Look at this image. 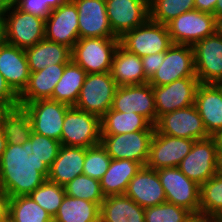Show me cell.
I'll return each instance as SVG.
<instances>
[{"instance_id":"b9f144b4","label":"cell","mask_w":222,"mask_h":222,"mask_svg":"<svg viewBox=\"0 0 222 222\" xmlns=\"http://www.w3.org/2000/svg\"><path fill=\"white\" fill-rule=\"evenodd\" d=\"M20 11L46 19L51 10L42 0H17L15 5Z\"/></svg>"},{"instance_id":"f35d334b","label":"cell","mask_w":222,"mask_h":222,"mask_svg":"<svg viewBox=\"0 0 222 222\" xmlns=\"http://www.w3.org/2000/svg\"><path fill=\"white\" fill-rule=\"evenodd\" d=\"M144 215L145 222H192L197 218L188 209L169 202L145 208Z\"/></svg>"},{"instance_id":"60d3db41","label":"cell","mask_w":222,"mask_h":222,"mask_svg":"<svg viewBox=\"0 0 222 222\" xmlns=\"http://www.w3.org/2000/svg\"><path fill=\"white\" fill-rule=\"evenodd\" d=\"M29 140L32 143V153L49 168L58 156L61 142L32 132Z\"/></svg>"},{"instance_id":"f1b7e54d","label":"cell","mask_w":222,"mask_h":222,"mask_svg":"<svg viewBox=\"0 0 222 222\" xmlns=\"http://www.w3.org/2000/svg\"><path fill=\"white\" fill-rule=\"evenodd\" d=\"M142 168L140 163L129 159H112L107 172L100 180L104 196L124 195L130 180Z\"/></svg>"},{"instance_id":"7a4b0ae2","label":"cell","mask_w":222,"mask_h":222,"mask_svg":"<svg viewBox=\"0 0 222 222\" xmlns=\"http://www.w3.org/2000/svg\"><path fill=\"white\" fill-rule=\"evenodd\" d=\"M119 38H79L71 49V60L87 74L110 72Z\"/></svg>"},{"instance_id":"4316f807","label":"cell","mask_w":222,"mask_h":222,"mask_svg":"<svg viewBox=\"0 0 222 222\" xmlns=\"http://www.w3.org/2000/svg\"><path fill=\"white\" fill-rule=\"evenodd\" d=\"M145 208L124 195L106 196L100 205V222H145Z\"/></svg>"},{"instance_id":"836d02e7","label":"cell","mask_w":222,"mask_h":222,"mask_svg":"<svg viewBox=\"0 0 222 222\" xmlns=\"http://www.w3.org/2000/svg\"><path fill=\"white\" fill-rule=\"evenodd\" d=\"M199 218L222 221V176L216 174L200 186Z\"/></svg>"},{"instance_id":"e0dca14e","label":"cell","mask_w":222,"mask_h":222,"mask_svg":"<svg viewBox=\"0 0 222 222\" xmlns=\"http://www.w3.org/2000/svg\"><path fill=\"white\" fill-rule=\"evenodd\" d=\"M195 140L160 134L156 130L151 140L146 166L160 168L178 167L183 158L191 151Z\"/></svg>"},{"instance_id":"d4e9b609","label":"cell","mask_w":222,"mask_h":222,"mask_svg":"<svg viewBox=\"0 0 222 222\" xmlns=\"http://www.w3.org/2000/svg\"><path fill=\"white\" fill-rule=\"evenodd\" d=\"M86 148L61 145L58 156L49 168L48 180L65 186L83 173Z\"/></svg>"},{"instance_id":"7c38bea8","label":"cell","mask_w":222,"mask_h":222,"mask_svg":"<svg viewBox=\"0 0 222 222\" xmlns=\"http://www.w3.org/2000/svg\"><path fill=\"white\" fill-rule=\"evenodd\" d=\"M217 152L213 137L196 140L178 168L187 178L201 186L216 175Z\"/></svg>"},{"instance_id":"603a6c76","label":"cell","mask_w":222,"mask_h":222,"mask_svg":"<svg viewBox=\"0 0 222 222\" xmlns=\"http://www.w3.org/2000/svg\"><path fill=\"white\" fill-rule=\"evenodd\" d=\"M194 105L207 133L212 137L222 129V94L214 83H200Z\"/></svg>"},{"instance_id":"ab89813d","label":"cell","mask_w":222,"mask_h":222,"mask_svg":"<svg viewBox=\"0 0 222 222\" xmlns=\"http://www.w3.org/2000/svg\"><path fill=\"white\" fill-rule=\"evenodd\" d=\"M112 158L106 149L100 144L86 148V157L83 165V173L98 181L107 172Z\"/></svg>"},{"instance_id":"9a60e30c","label":"cell","mask_w":222,"mask_h":222,"mask_svg":"<svg viewBox=\"0 0 222 222\" xmlns=\"http://www.w3.org/2000/svg\"><path fill=\"white\" fill-rule=\"evenodd\" d=\"M78 25L77 7L72 0H67L45 19V39L72 49L79 39Z\"/></svg>"},{"instance_id":"6f0895ef","label":"cell","mask_w":222,"mask_h":222,"mask_svg":"<svg viewBox=\"0 0 222 222\" xmlns=\"http://www.w3.org/2000/svg\"><path fill=\"white\" fill-rule=\"evenodd\" d=\"M214 84L218 87V89L220 90L222 94V80H218Z\"/></svg>"},{"instance_id":"94428289","label":"cell","mask_w":222,"mask_h":222,"mask_svg":"<svg viewBox=\"0 0 222 222\" xmlns=\"http://www.w3.org/2000/svg\"><path fill=\"white\" fill-rule=\"evenodd\" d=\"M2 222H13L9 217H7L4 221Z\"/></svg>"},{"instance_id":"2e32d148","label":"cell","mask_w":222,"mask_h":222,"mask_svg":"<svg viewBox=\"0 0 222 222\" xmlns=\"http://www.w3.org/2000/svg\"><path fill=\"white\" fill-rule=\"evenodd\" d=\"M111 109L125 113L134 112L147 118L153 125L157 122L154 92L149 83L118 87Z\"/></svg>"},{"instance_id":"91938a15","label":"cell","mask_w":222,"mask_h":222,"mask_svg":"<svg viewBox=\"0 0 222 222\" xmlns=\"http://www.w3.org/2000/svg\"><path fill=\"white\" fill-rule=\"evenodd\" d=\"M4 192H3V189H2V186H1V180H0V195H3Z\"/></svg>"},{"instance_id":"d6a6232c","label":"cell","mask_w":222,"mask_h":222,"mask_svg":"<svg viewBox=\"0 0 222 222\" xmlns=\"http://www.w3.org/2000/svg\"><path fill=\"white\" fill-rule=\"evenodd\" d=\"M53 222H100V206L65 195Z\"/></svg>"},{"instance_id":"5bb4252c","label":"cell","mask_w":222,"mask_h":222,"mask_svg":"<svg viewBox=\"0 0 222 222\" xmlns=\"http://www.w3.org/2000/svg\"><path fill=\"white\" fill-rule=\"evenodd\" d=\"M200 82L197 77H186L163 86H152L157 120L163 114L194 105Z\"/></svg>"},{"instance_id":"ac0fdd59","label":"cell","mask_w":222,"mask_h":222,"mask_svg":"<svg viewBox=\"0 0 222 222\" xmlns=\"http://www.w3.org/2000/svg\"><path fill=\"white\" fill-rule=\"evenodd\" d=\"M113 33L120 38L149 19V0H105Z\"/></svg>"},{"instance_id":"52a82bcc","label":"cell","mask_w":222,"mask_h":222,"mask_svg":"<svg viewBox=\"0 0 222 222\" xmlns=\"http://www.w3.org/2000/svg\"><path fill=\"white\" fill-rule=\"evenodd\" d=\"M155 130H140L119 135H101V145L112 159H129L146 166Z\"/></svg>"},{"instance_id":"3957f363","label":"cell","mask_w":222,"mask_h":222,"mask_svg":"<svg viewBox=\"0 0 222 222\" xmlns=\"http://www.w3.org/2000/svg\"><path fill=\"white\" fill-rule=\"evenodd\" d=\"M101 142V118L74 106L67 109L61 145L89 148Z\"/></svg>"},{"instance_id":"8d00e7d4","label":"cell","mask_w":222,"mask_h":222,"mask_svg":"<svg viewBox=\"0 0 222 222\" xmlns=\"http://www.w3.org/2000/svg\"><path fill=\"white\" fill-rule=\"evenodd\" d=\"M66 195L80 198L90 202L102 204L105 196L102 192L100 181L81 174L64 186Z\"/></svg>"},{"instance_id":"f546056e","label":"cell","mask_w":222,"mask_h":222,"mask_svg":"<svg viewBox=\"0 0 222 222\" xmlns=\"http://www.w3.org/2000/svg\"><path fill=\"white\" fill-rule=\"evenodd\" d=\"M140 130H155V126L144 116L111 108L101 117V135H119Z\"/></svg>"},{"instance_id":"7402d4cb","label":"cell","mask_w":222,"mask_h":222,"mask_svg":"<svg viewBox=\"0 0 222 222\" xmlns=\"http://www.w3.org/2000/svg\"><path fill=\"white\" fill-rule=\"evenodd\" d=\"M0 72L19 96L26 88L30 70L24 49L5 43L0 47Z\"/></svg>"},{"instance_id":"83f0119b","label":"cell","mask_w":222,"mask_h":222,"mask_svg":"<svg viewBox=\"0 0 222 222\" xmlns=\"http://www.w3.org/2000/svg\"><path fill=\"white\" fill-rule=\"evenodd\" d=\"M29 70L37 72L53 64H67L71 60V49L63 44L43 39L24 50Z\"/></svg>"},{"instance_id":"11a10c76","label":"cell","mask_w":222,"mask_h":222,"mask_svg":"<svg viewBox=\"0 0 222 222\" xmlns=\"http://www.w3.org/2000/svg\"><path fill=\"white\" fill-rule=\"evenodd\" d=\"M222 16V0H217L215 6V17Z\"/></svg>"},{"instance_id":"681fc988","label":"cell","mask_w":222,"mask_h":222,"mask_svg":"<svg viewBox=\"0 0 222 222\" xmlns=\"http://www.w3.org/2000/svg\"><path fill=\"white\" fill-rule=\"evenodd\" d=\"M17 0H0V11H5L16 5Z\"/></svg>"},{"instance_id":"8992f818","label":"cell","mask_w":222,"mask_h":222,"mask_svg":"<svg viewBox=\"0 0 222 222\" xmlns=\"http://www.w3.org/2000/svg\"><path fill=\"white\" fill-rule=\"evenodd\" d=\"M2 13L6 43L25 50L45 39V19L20 11L16 6Z\"/></svg>"},{"instance_id":"1f68e13d","label":"cell","mask_w":222,"mask_h":222,"mask_svg":"<svg viewBox=\"0 0 222 222\" xmlns=\"http://www.w3.org/2000/svg\"><path fill=\"white\" fill-rule=\"evenodd\" d=\"M0 128L7 144H24L30 138L32 125L27 111L22 106L7 108L1 119Z\"/></svg>"},{"instance_id":"44dd1931","label":"cell","mask_w":222,"mask_h":222,"mask_svg":"<svg viewBox=\"0 0 222 222\" xmlns=\"http://www.w3.org/2000/svg\"><path fill=\"white\" fill-rule=\"evenodd\" d=\"M125 195L142 208L156 206L166 202L164 188L157 170L142 166L130 180Z\"/></svg>"},{"instance_id":"277c9868","label":"cell","mask_w":222,"mask_h":222,"mask_svg":"<svg viewBox=\"0 0 222 222\" xmlns=\"http://www.w3.org/2000/svg\"><path fill=\"white\" fill-rule=\"evenodd\" d=\"M119 44L142 58L166 52L173 43L167 25L148 19L144 24L124 33L119 38Z\"/></svg>"},{"instance_id":"9c48e42d","label":"cell","mask_w":222,"mask_h":222,"mask_svg":"<svg viewBox=\"0 0 222 222\" xmlns=\"http://www.w3.org/2000/svg\"><path fill=\"white\" fill-rule=\"evenodd\" d=\"M216 17L199 10L180 14L167 24L172 43L193 46L215 34Z\"/></svg>"},{"instance_id":"ffe728a7","label":"cell","mask_w":222,"mask_h":222,"mask_svg":"<svg viewBox=\"0 0 222 222\" xmlns=\"http://www.w3.org/2000/svg\"><path fill=\"white\" fill-rule=\"evenodd\" d=\"M78 10L79 38H118L109 24L105 0H72Z\"/></svg>"},{"instance_id":"74e56055","label":"cell","mask_w":222,"mask_h":222,"mask_svg":"<svg viewBox=\"0 0 222 222\" xmlns=\"http://www.w3.org/2000/svg\"><path fill=\"white\" fill-rule=\"evenodd\" d=\"M65 195V188L63 186H60L48 179L29 194V196L39 206L46 210L52 218H54L58 212Z\"/></svg>"},{"instance_id":"d590c367","label":"cell","mask_w":222,"mask_h":222,"mask_svg":"<svg viewBox=\"0 0 222 222\" xmlns=\"http://www.w3.org/2000/svg\"><path fill=\"white\" fill-rule=\"evenodd\" d=\"M194 9V0H149V19L167 25L180 14Z\"/></svg>"},{"instance_id":"f6af8a7d","label":"cell","mask_w":222,"mask_h":222,"mask_svg":"<svg viewBox=\"0 0 222 222\" xmlns=\"http://www.w3.org/2000/svg\"><path fill=\"white\" fill-rule=\"evenodd\" d=\"M195 9L215 16L217 0H194Z\"/></svg>"},{"instance_id":"4fadbf2b","label":"cell","mask_w":222,"mask_h":222,"mask_svg":"<svg viewBox=\"0 0 222 222\" xmlns=\"http://www.w3.org/2000/svg\"><path fill=\"white\" fill-rule=\"evenodd\" d=\"M186 77H196L193 48L173 43L165 52L163 63L148 83L152 86H163Z\"/></svg>"},{"instance_id":"ee69618b","label":"cell","mask_w":222,"mask_h":222,"mask_svg":"<svg viewBox=\"0 0 222 222\" xmlns=\"http://www.w3.org/2000/svg\"><path fill=\"white\" fill-rule=\"evenodd\" d=\"M165 58V52L151 54L142 57L143 71L145 73V78L149 81L154 73L158 70L159 66L163 63Z\"/></svg>"},{"instance_id":"d6986e66","label":"cell","mask_w":222,"mask_h":222,"mask_svg":"<svg viewBox=\"0 0 222 222\" xmlns=\"http://www.w3.org/2000/svg\"><path fill=\"white\" fill-rule=\"evenodd\" d=\"M192 48L199 82L222 80V37L215 33L195 43Z\"/></svg>"},{"instance_id":"9f6ffc18","label":"cell","mask_w":222,"mask_h":222,"mask_svg":"<svg viewBox=\"0 0 222 222\" xmlns=\"http://www.w3.org/2000/svg\"><path fill=\"white\" fill-rule=\"evenodd\" d=\"M192 222H217L216 220L213 219H207V218H199L197 217L194 219Z\"/></svg>"},{"instance_id":"4dcf8cb0","label":"cell","mask_w":222,"mask_h":222,"mask_svg":"<svg viewBox=\"0 0 222 222\" xmlns=\"http://www.w3.org/2000/svg\"><path fill=\"white\" fill-rule=\"evenodd\" d=\"M86 76L87 72L70 60L65 65L63 75L55 86L52 100L75 106Z\"/></svg>"},{"instance_id":"e575fe53","label":"cell","mask_w":222,"mask_h":222,"mask_svg":"<svg viewBox=\"0 0 222 222\" xmlns=\"http://www.w3.org/2000/svg\"><path fill=\"white\" fill-rule=\"evenodd\" d=\"M8 217L13 222H53V218L29 195L9 198Z\"/></svg>"},{"instance_id":"5b68a950","label":"cell","mask_w":222,"mask_h":222,"mask_svg":"<svg viewBox=\"0 0 222 222\" xmlns=\"http://www.w3.org/2000/svg\"><path fill=\"white\" fill-rule=\"evenodd\" d=\"M117 88L110 72L87 74L74 107L101 118L111 108Z\"/></svg>"},{"instance_id":"ba28073f","label":"cell","mask_w":222,"mask_h":222,"mask_svg":"<svg viewBox=\"0 0 222 222\" xmlns=\"http://www.w3.org/2000/svg\"><path fill=\"white\" fill-rule=\"evenodd\" d=\"M157 173L166 202L186 208L199 217L200 185L187 178L178 167L160 168Z\"/></svg>"},{"instance_id":"7dc6e473","label":"cell","mask_w":222,"mask_h":222,"mask_svg":"<svg viewBox=\"0 0 222 222\" xmlns=\"http://www.w3.org/2000/svg\"><path fill=\"white\" fill-rule=\"evenodd\" d=\"M6 43L5 19L0 11V47Z\"/></svg>"},{"instance_id":"cb8c5ba5","label":"cell","mask_w":222,"mask_h":222,"mask_svg":"<svg viewBox=\"0 0 222 222\" xmlns=\"http://www.w3.org/2000/svg\"><path fill=\"white\" fill-rule=\"evenodd\" d=\"M66 64H53L43 70L31 72L28 84L19 95V106L41 99H52L57 82L63 75Z\"/></svg>"},{"instance_id":"680465c9","label":"cell","mask_w":222,"mask_h":222,"mask_svg":"<svg viewBox=\"0 0 222 222\" xmlns=\"http://www.w3.org/2000/svg\"><path fill=\"white\" fill-rule=\"evenodd\" d=\"M6 109H7V107L0 103V119Z\"/></svg>"},{"instance_id":"6da1fadb","label":"cell","mask_w":222,"mask_h":222,"mask_svg":"<svg viewBox=\"0 0 222 222\" xmlns=\"http://www.w3.org/2000/svg\"><path fill=\"white\" fill-rule=\"evenodd\" d=\"M30 140L24 144H7L0 160L3 192L12 197L27 196L43 184L49 167L33 156Z\"/></svg>"},{"instance_id":"30bf717a","label":"cell","mask_w":222,"mask_h":222,"mask_svg":"<svg viewBox=\"0 0 222 222\" xmlns=\"http://www.w3.org/2000/svg\"><path fill=\"white\" fill-rule=\"evenodd\" d=\"M22 107L28 113L32 132L61 142L64 117L70 106L52 99H41Z\"/></svg>"},{"instance_id":"f907efd6","label":"cell","mask_w":222,"mask_h":222,"mask_svg":"<svg viewBox=\"0 0 222 222\" xmlns=\"http://www.w3.org/2000/svg\"><path fill=\"white\" fill-rule=\"evenodd\" d=\"M6 146H7V140L5 136L3 135V132L0 128V160L3 155V152L5 151Z\"/></svg>"},{"instance_id":"f5cc1de1","label":"cell","mask_w":222,"mask_h":222,"mask_svg":"<svg viewBox=\"0 0 222 222\" xmlns=\"http://www.w3.org/2000/svg\"><path fill=\"white\" fill-rule=\"evenodd\" d=\"M216 174L222 176V152H217Z\"/></svg>"},{"instance_id":"816d5d0a","label":"cell","mask_w":222,"mask_h":222,"mask_svg":"<svg viewBox=\"0 0 222 222\" xmlns=\"http://www.w3.org/2000/svg\"><path fill=\"white\" fill-rule=\"evenodd\" d=\"M215 141H216V145H217V150L222 152V129L220 131H218L214 136H212Z\"/></svg>"},{"instance_id":"db71d44e","label":"cell","mask_w":222,"mask_h":222,"mask_svg":"<svg viewBox=\"0 0 222 222\" xmlns=\"http://www.w3.org/2000/svg\"><path fill=\"white\" fill-rule=\"evenodd\" d=\"M215 33L222 37V16L216 17Z\"/></svg>"},{"instance_id":"7bdbcfd3","label":"cell","mask_w":222,"mask_h":222,"mask_svg":"<svg viewBox=\"0 0 222 222\" xmlns=\"http://www.w3.org/2000/svg\"><path fill=\"white\" fill-rule=\"evenodd\" d=\"M0 103L7 108L19 106V96L7 84L0 72Z\"/></svg>"},{"instance_id":"bcb514c9","label":"cell","mask_w":222,"mask_h":222,"mask_svg":"<svg viewBox=\"0 0 222 222\" xmlns=\"http://www.w3.org/2000/svg\"><path fill=\"white\" fill-rule=\"evenodd\" d=\"M9 212V196L7 194L0 195V222L8 217Z\"/></svg>"},{"instance_id":"484cf974","label":"cell","mask_w":222,"mask_h":222,"mask_svg":"<svg viewBox=\"0 0 222 222\" xmlns=\"http://www.w3.org/2000/svg\"><path fill=\"white\" fill-rule=\"evenodd\" d=\"M110 74L118 87L148 83L143 71L141 57L129 52L120 44L115 50Z\"/></svg>"},{"instance_id":"c3c4849f","label":"cell","mask_w":222,"mask_h":222,"mask_svg":"<svg viewBox=\"0 0 222 222\" xmlns=\"http://www.w3.org/2000/svg\"><path fill=\"white\" fill-rule=\"evenodd\" d=\"M66 1L67 0H42V2L46 3V5L50 8L51 11L55 8H58Z\"/></svg>"},{"instance_id":"8fae6325","label":"cell","mask_w":222,"mask_h":222,"mask_svg":"<svg viewBox=\"0 0 222 222\" xmlns=\"http://www.w3.org/2000/svg\"><path fill=\"white\" fill-rule=\"evenodd\" d=\"M154 126L158 133L172 137L195 141L211 137L195 105L163 114Z\"/></svg>"}]
</instances>
